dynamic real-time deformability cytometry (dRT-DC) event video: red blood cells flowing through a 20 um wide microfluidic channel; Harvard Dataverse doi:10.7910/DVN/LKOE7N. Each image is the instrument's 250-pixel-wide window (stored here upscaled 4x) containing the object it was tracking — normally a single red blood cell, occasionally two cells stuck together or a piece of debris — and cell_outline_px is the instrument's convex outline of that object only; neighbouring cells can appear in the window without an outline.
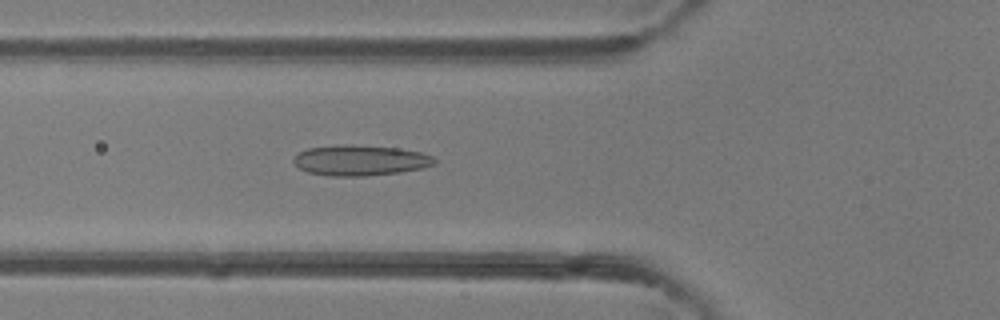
{"species": "common noctule bat (a hibernating species)", "species_latin": "Nyctalus noctula", "temperature_condition": "room temperature", "stored_images_in_passage": 36, "camera_frame_rate_fps": 3000, "um_per_image_px": 0.085, "animal": {"sex": "female"}, "frame": {"image": 1, "passage_image": 6, "time_ms": 1.667, "image_size_px": [1000, 320], "cell_outline_px": [[436, 164], [424, 168], [400, 172], [368, 176], [332, 176], [308, 172], [300, 168], [292, 160], [300, 152], [308, 148], [336, 144], [352, 144], [396, 148], [420, 152], [432, 156], [436, 160]], "centroid_in_image_um": [30.64, 13.62], "position_along_channel_um": 95.2, "area_um2": 25.14}}
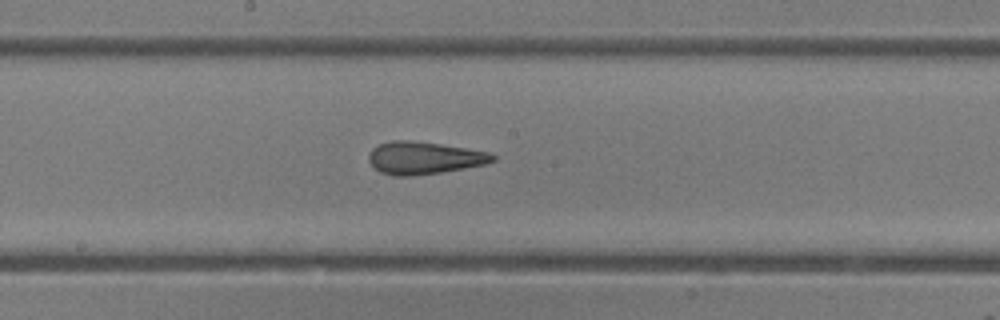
{"frame": {"image": 2, "passage_image": 14, "time_ms": 4.333, "image_size_px": [1000, 320], "cell_outline_px": [[496, 160], [484, 164], [440, 172], [412, 176], [392, 176], [380, 172], [368, 160], [368, 156], [372, 148], [380, 144], [392, 140], [408, 140], [440, 144], [488, 152], [496, 156]], "centroid_in_image_um": [36.01, 13.42], "position_along_channel_um": 212.2, "area_um2": 23.18}}
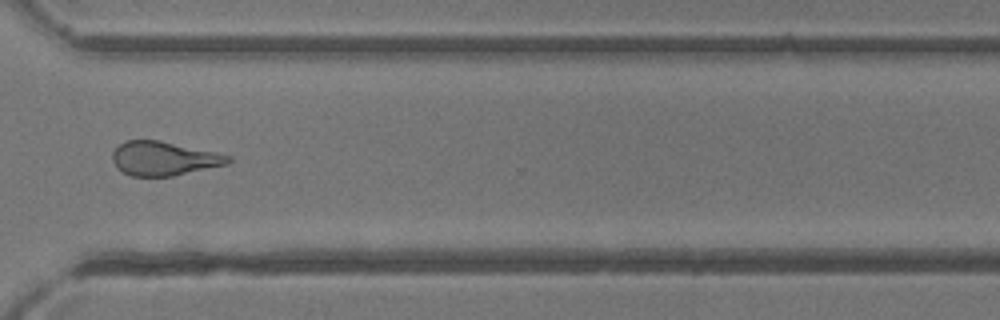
{"frame": {"image": 3, "passage_image": 24, "time_ms": 7.667, "image_size_px": [1000, 320], "cell_outline_px": [[232, 160], [228, 164], [172, 176], [132, 176], [116, 168], [112, 160], [112, 152], [120, 144], [128, 140], [160, 140], [216, 152], [232, 156]], "centroid_in_image_um": [13.94, 13.47], "position_along_channel_um": 356.7, "area_um2": 22.95}, "authors_computed_cell_mechanics": {"area_um2": 23.4379, "velocity_mm_per_s": 4.3565, "shape_relaxation_time_tau1_ms": 10.3449, "shape_relaxation_time_tau2_ms": 2.3214, "deformation_change_tau1": 0.2409, "deformation_change_tau2": 0.0987}}